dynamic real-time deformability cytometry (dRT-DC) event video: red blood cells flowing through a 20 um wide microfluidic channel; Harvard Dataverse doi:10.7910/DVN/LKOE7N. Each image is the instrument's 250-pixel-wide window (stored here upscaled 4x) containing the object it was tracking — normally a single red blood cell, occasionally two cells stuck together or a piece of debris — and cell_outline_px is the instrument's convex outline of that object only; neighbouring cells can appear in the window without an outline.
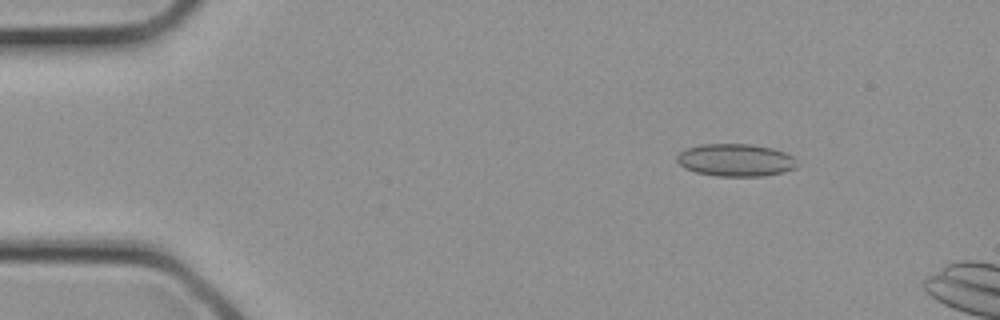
{"species": "common noctule bat (a hibernating species)", "species_latin": "Nyctalus noctula", "temperature_condition": "cold", "stored_images_in_passage": 3, "camera_frame_rate_fps": 3000, "um_per_image_px": 0.085, "animal": {"sex": "female", "body_mass_g": 21.9}, "frame": {"image": 1, "passage_image": 2, "time_ms": 0.333, "image_size_px": [1000, 320], "cell_outline_px": [[796, 168], [784, 172], [764, 176], [716, 176], [696, 172], [684, 168], [676, 160], [676, 156], [680, 152], [688, 148], [700, 144], [752, 144], [772, 148], [784, 152], [792, 156], [796, 164]], "centroid_in_image_um": [62.51, 13.61], "position_along_channel_um": 22.5, "area_um2": 22.77}}